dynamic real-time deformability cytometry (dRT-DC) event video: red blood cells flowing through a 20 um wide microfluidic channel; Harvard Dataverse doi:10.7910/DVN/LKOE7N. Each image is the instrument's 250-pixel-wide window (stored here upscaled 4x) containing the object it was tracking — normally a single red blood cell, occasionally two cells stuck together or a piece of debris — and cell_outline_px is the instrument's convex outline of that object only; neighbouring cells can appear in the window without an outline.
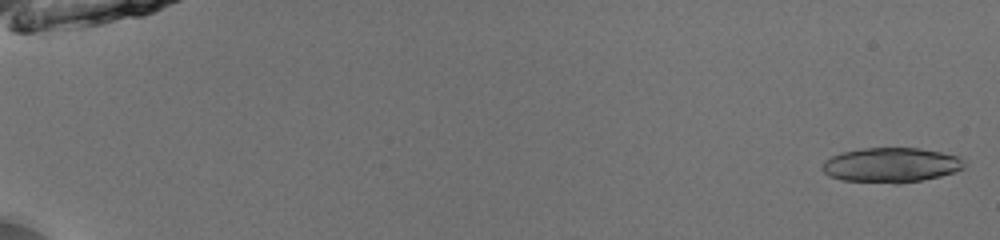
{"species": "common noctule bat (a hibernating species)", "species_latin": "Nyctalus noctula", "temperature_condition": "room temperature", "stored_images_in_passage": 31, "camera_frame_rate_fps": 3000, "um_per_image_px": 0.085, "animal": {"sex": "male", "body_mass_g": 13.0, "forearm_length_mm": 53.1}, "frame": {"image": 1, "passage_image": 1, "time_ms": 0.0, "image_size_px": [1000, 240], "cell_outline_px": [[964, 168], [940, 176], [900, 184], [896, 184], [840, 180], [828, 176], [820, 168], [824, 160], [840, 152], [860, 148], [920, 148], [960, 156], [964, 160]], "centroid_in_image_um": [75.69, 14.03], "position_along_channel_um": 9.3, "area_um2": 29.07}}
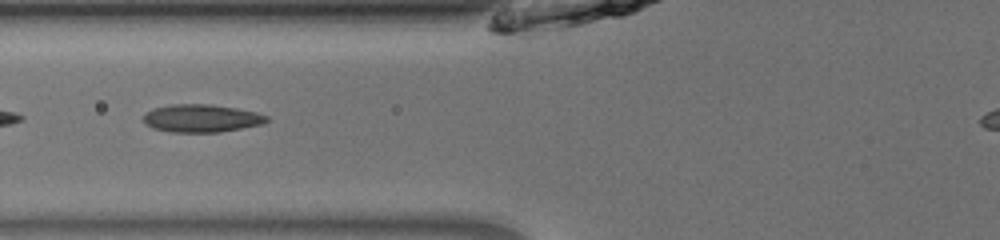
{"frame": {"image": 2, "passage_image": 23, "time_ms": 7.333, "image_size_px": [1000, 240], "cell_outline_px": [[272, 120], [264, 124], [220, 132], [172, 132], [152, 128], [144, 124], [144, 112], [152, 108], [172, 104], [212, 104], [236, 108], [256, 112], [268, 116]], "centroid_in_image_um": [17.13, 10.05], "position_along_channel_um": 108.7, "area_um2": 20.29}}
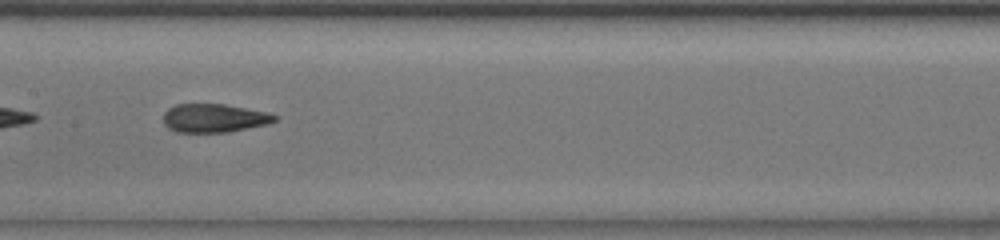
{"frame": {"image": 3, "passage_image": 29, "time_ms": 9.333, "image_size_px": [1000, 240], "cell_outline_px": [[280, 116], [276, 120], [268, 124], [228, 132], [176, 132], [168, 128], [164, 124], [164, 112], [168, 108], [176, 104], [224, 104], [268, 112]], "centroid_in_image_um": [18.21, 10.03], "position_along_channel_um": 189.2, "area_um2": 18.61}}